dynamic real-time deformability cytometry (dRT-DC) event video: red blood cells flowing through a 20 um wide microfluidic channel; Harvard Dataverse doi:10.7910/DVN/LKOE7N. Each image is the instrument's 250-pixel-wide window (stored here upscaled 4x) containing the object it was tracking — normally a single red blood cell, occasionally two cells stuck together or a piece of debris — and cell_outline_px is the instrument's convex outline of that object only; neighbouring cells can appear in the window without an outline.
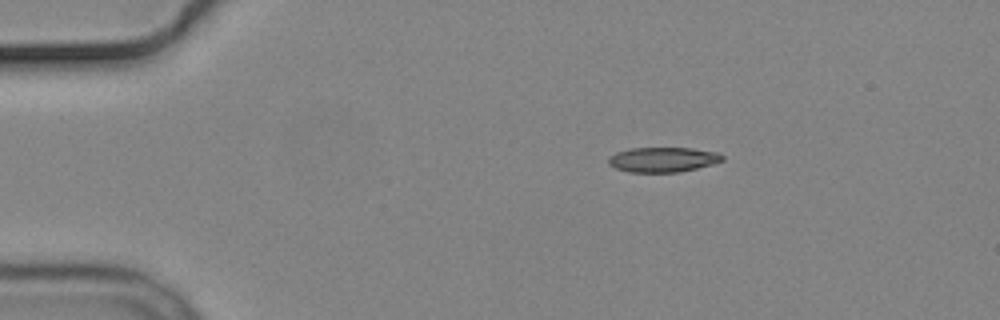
{"species": "common noctule bat (a hibernating species)", "species_latin": "Nyctalus noctula", "temperature_condition": "cold", "stored_images_in_passage": 3, "camera_frame_rate_fps": 3000, "um_per_image_px": 0.085, "animal": {"sex": "male", "body_mass_g": 19.2, "forearm_length_mm": 51.8}, "frame": {"image": 1, "passage_image": 1, "time_ms": 0.0, "image_size_px": [1000, 320], "cell_outline_px": [[724, 160], [712, 164], [680, 172], [628, 172], [616, 168], [608, 164], [608, 156], [616, 152], [628, 148], [692, 148], [720, 152], [724, 156]], "centroid_in_image_um": [56.34, 13.56], "position_along_channel_um": 28.7, "area_um2": 16.7}}